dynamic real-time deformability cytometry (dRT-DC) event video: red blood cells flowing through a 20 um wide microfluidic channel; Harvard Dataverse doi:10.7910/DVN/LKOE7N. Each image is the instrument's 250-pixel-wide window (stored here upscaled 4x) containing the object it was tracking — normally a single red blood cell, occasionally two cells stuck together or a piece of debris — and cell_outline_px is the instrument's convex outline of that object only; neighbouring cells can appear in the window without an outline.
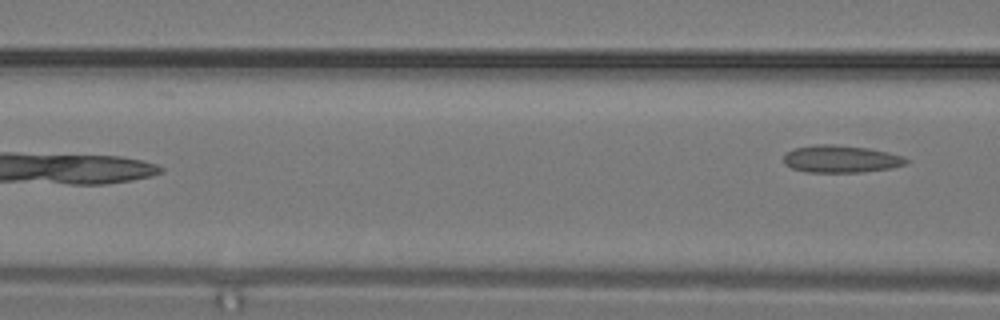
{"species": "common noctule bat (a hibernating species)", "species_latin": "Nyctalus noctula", "temperature_condition": "warm", "stored_images_in_passage": 6, "camera_frame_rate_fps": 3000, "um_per_image_px": 0.085, "animal": {"sex": "male", "body_mass_g": 19.2, "forearm_length_mm": 51.8}, "frame": {"image": 1, "passage_image": 6, "time_ms": 1.667, "image_size_px": [1000, 320], "cell_outline_px": [[912, 160], [908, 164], [892, 168], [860, 172], [808, 172], [792, 168], [784, 164], [784, 156], [792, 148], [816, 144], [832, 144], [868, 148], [888, 152], [904, 156]], "centroid_in_image_um": [71.53, 13.51], "position_along_channel_um": 95.1, "area_um2": 19.71}}